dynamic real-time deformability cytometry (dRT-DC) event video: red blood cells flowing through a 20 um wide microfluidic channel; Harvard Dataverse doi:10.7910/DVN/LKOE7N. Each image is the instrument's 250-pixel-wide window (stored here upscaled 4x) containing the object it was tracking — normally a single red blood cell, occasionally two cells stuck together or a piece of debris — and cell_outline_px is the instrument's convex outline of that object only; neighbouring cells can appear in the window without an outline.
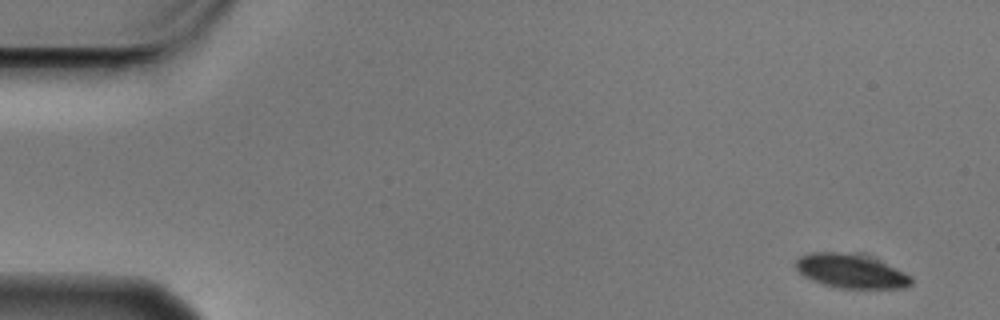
{"species": "Egyptian fruit bat (a non-hibernating species)", "species_latin": "Rousettus aegyptiacus", "temperature_condition": "cold", "stored_images_in_passage": 4, "camera_frame_rate_fps": 3000, "um_per_image_px": 0.085, "animal": {"sex": "male"}, "frame": {"image": 1, "passage_image": 1, "time_ms": 0.0, "image_size_px": [1000, 320], "cell_outline_px": [[912, 284], [904, 288], [836, 288], [812, 280], [804, 276], [796, 268], [796, 260], [800, 256], [812, 252], [836, 252], [872, 256], [912, 276]], "centroid_in_image_um": [72.35, 23.04], "position_along_channel_um": 12.6, "area_um2": 22.95}}
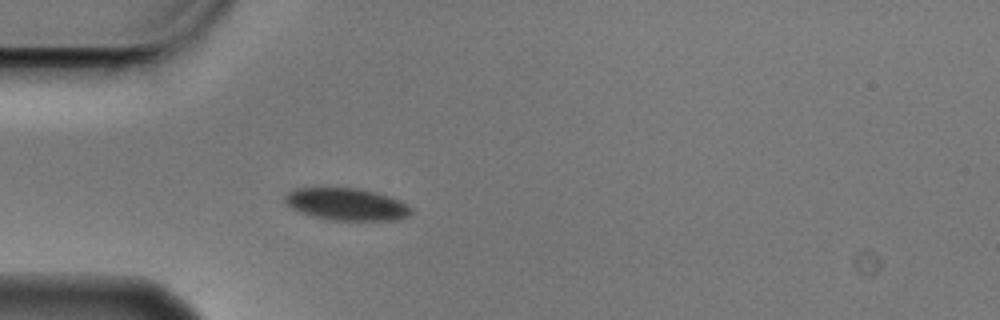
{"frame": {"image": 2, "passage_image": 4, "time_ms": 1.0, "image_size_px": [1000, 320], "cell_outline_px": [[412, 212], [408, 216], [400, 220], [332, 220], [312, 216], [300, 212], [292, 208], [284, 200], [284, 196], [288, 192], [296, 188], [360, 188], [376, 192], [400, 200], [408, 204], [412, 208]], "centroid_in_image_um": [29.49, 17.36], "position_along_channel_um": 55.5, "area_um2": 23.76}}